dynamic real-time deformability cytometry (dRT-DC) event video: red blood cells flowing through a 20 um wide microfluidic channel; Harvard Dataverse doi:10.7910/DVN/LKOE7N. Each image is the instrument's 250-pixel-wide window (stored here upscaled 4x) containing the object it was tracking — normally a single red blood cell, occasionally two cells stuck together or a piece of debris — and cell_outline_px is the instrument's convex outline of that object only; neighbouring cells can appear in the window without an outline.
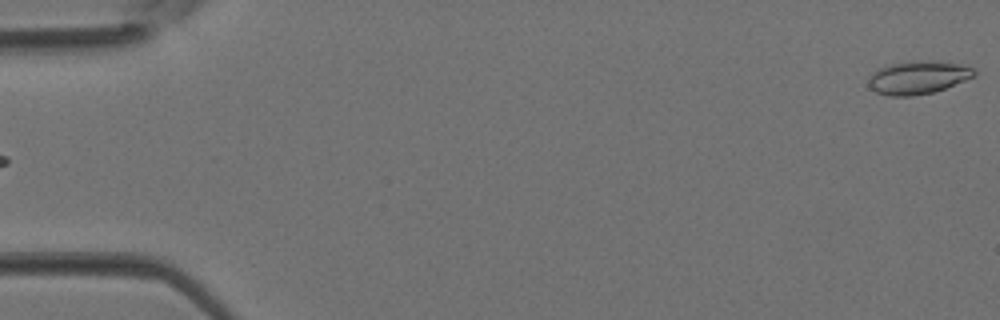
{"species": "Egyptian fruit bat (a non-hibernating species)", "species_latin": "Rousettus aegyptiacus", "temperature_condition": "room temperature", "stored_images_in_passage": 3, "segment_of_instrument_passage": [2, 2], "camera_frame_rate_fps": 3000, "um_per_image_px": 0.085, "animal": {"sex": "female"}, "frame": {"image": 1, "passage_image": 3, "time_ms": 0.667, "image_size_px": [1000, 320], "cell_outline_px": [[976, 76], [944, 88], [932, 92], [912, 96], [892, 96], [876, 92], [868, 84], [868, 80], [880, 68], [892, 64], [916, 60], [932, 60], [960, 64], [972, 68], [976, 72]], "centroid_in_image_um": [78.07, 6.58], "position_along_channel_um": 6.9, "area_um2": 20.06}}